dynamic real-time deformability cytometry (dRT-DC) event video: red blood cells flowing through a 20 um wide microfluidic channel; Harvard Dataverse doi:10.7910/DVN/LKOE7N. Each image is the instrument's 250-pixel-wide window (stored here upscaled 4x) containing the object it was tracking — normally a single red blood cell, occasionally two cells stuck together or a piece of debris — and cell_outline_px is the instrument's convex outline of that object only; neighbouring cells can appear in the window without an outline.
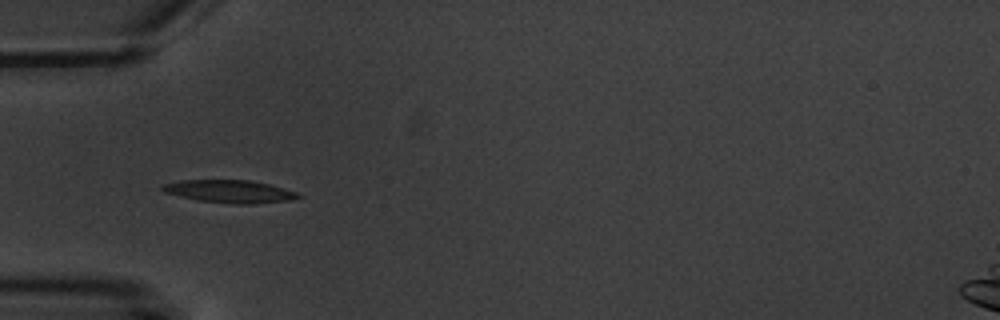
{"species": "common noctule bat (a hibernating species)", "species_latin": "Nyctalus noctula", "temperature_condition": "warm", "stored_images_in_passage": 6, "camera_frame_rate_fps": 3000, "um_per_image_px": 0.085, "animal": {"sex": "male", "body_mass_g": 20.1, "forearm_length_mm": 53.5}, "frame": {"image": 1, "passage_image": 4, "time_ms": 3.667, "image_size_px": [1000, 320], "cell_outline_px": [[300, 196], [292, 200], [252, 204], [232, 204], [200, 200], [164, 192], [160, 188], [164, 184], [180, 180], [248, 180], [268, 184], [284, 188], [296, 192]], "centroid_in_image_um": [19.53, 16.27], "position_along_channel_um": 65.5, "area_um2": 17.74}}
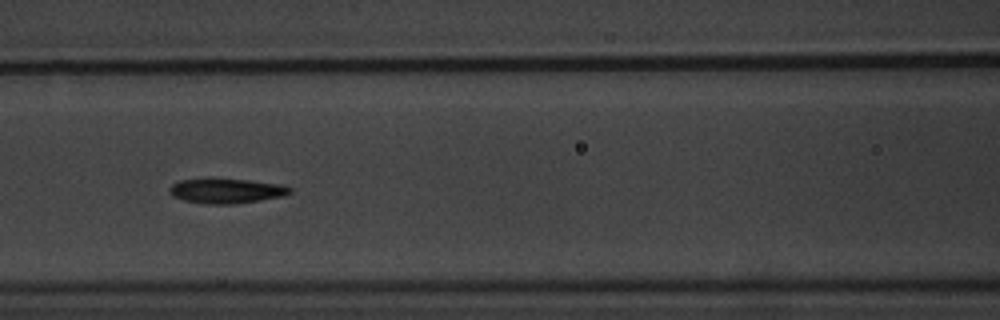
{"frame": {"image": 2, "passage_image": 6, "time_ms": 6.0, "image_size_px": [1000, 320], "cell_outline_px": [[292, 192], [284, 196], [260, 200], [232, 204], [208, 204], [184, 200], [172, 196], [168, 192], [168, 188], [172, 184], [180, 180], [208, 176], [212, 176], [248, 180], [280, 184], [292, 188]], "centroid_in_image_um": [19.18, 16.18], "position_along_channel_um": 147.4, "area_um2": 18.09}}